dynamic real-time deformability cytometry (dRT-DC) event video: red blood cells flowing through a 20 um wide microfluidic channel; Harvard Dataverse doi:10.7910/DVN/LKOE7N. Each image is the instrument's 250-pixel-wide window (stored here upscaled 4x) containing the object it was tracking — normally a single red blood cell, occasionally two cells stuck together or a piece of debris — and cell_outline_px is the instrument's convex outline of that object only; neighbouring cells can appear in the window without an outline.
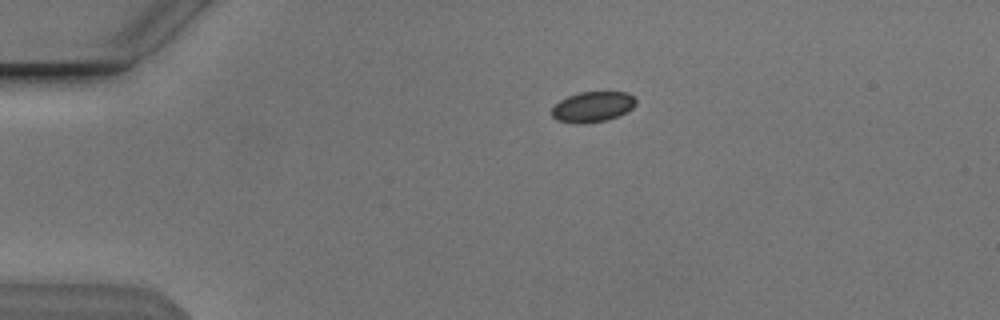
{"species": "Egyptian fruit bat (a non-hibernating species)", "species_latin": "Rousettus aegyptiacus", "temperature_condition": "cold", "stored_images_in_passage": 44, "camera_frame_rate_fps": 3000, "um_per_image_px": 0.085, "animal": {"sex": "male"}, "frame": {"image": 1, "passage_image": 1, "time_ms": 0.0, "image_size_px": [1000, 320], "cell_outline_px": [[636, 104], [632, 108], [608, 120], [580, 124], [576, 124], [556, 120], [552, 116], [552, 108], [560, 100], [568, 96], [580, 92], [628, 92], [636, 100]], "centroid_in_image_um": [50.35, 9.08], "position_along_channel_um": 34.6, "area_um2": 14.85}}
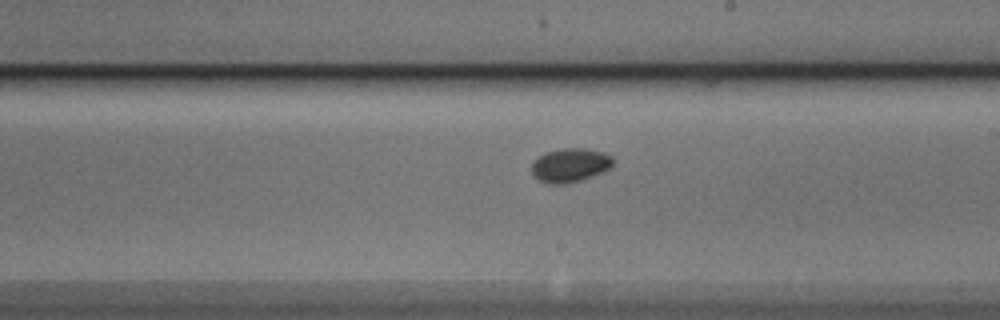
{"frame": {"image": 2, "passage_image": 21, "time_ms": 6.667, "image_size_px": [1000, 320], "cell_outline_px": [[612, 164], [608, 168], [600, 172], [580, 180], [564, 184], [548, 184], [540, 180], [532, 172], [532, 160], [544, 152], [564, 148], [584, 148], [604, 152], [612, 156]], "centroid_in_image_um": [48.41, 14.02], "position_along_channel_um": 240.6, "area_um2": 15.9}}
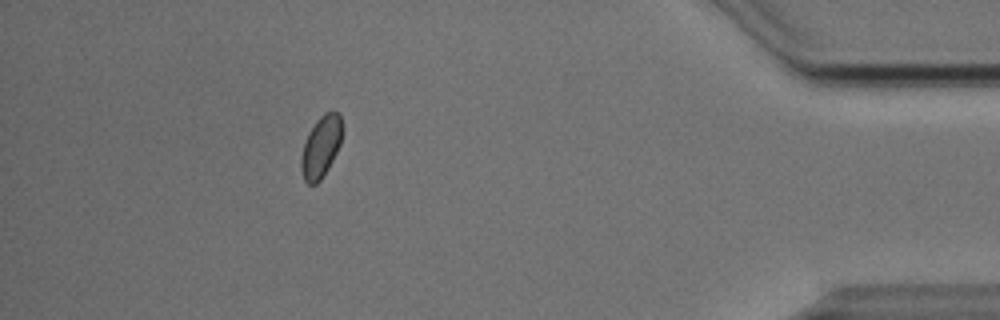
{"frame": {"image": 3, "passage_image": 38, "time_ms": 12.333, "image_size_px": [1000, 320], "cell_outline_px": [[344, 128], [340, 144], [328, 168], [320, 180], [316, 184], [308, 184], [304, 180], [300, 168], [300, 160], [304, 144], [308, 132], [316, 120], [324, 112], [340, 112]], "centroid_in_image_um": [27.29, 12.44], "position_along_channel_um": 407.9, "area_um2": 14.91}}